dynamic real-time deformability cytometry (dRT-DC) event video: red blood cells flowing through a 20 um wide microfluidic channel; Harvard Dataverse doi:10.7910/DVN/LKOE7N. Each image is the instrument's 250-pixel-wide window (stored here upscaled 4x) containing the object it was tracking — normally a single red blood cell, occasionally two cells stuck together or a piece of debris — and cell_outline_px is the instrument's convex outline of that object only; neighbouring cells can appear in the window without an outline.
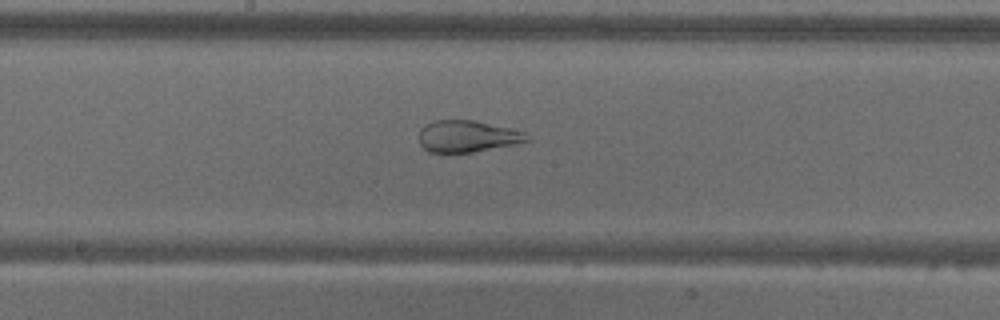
{"species": "common noctule bat (a hibernating species)", "species_latin": "Nyctalus noctula", "temperature_condition": "warm", "stored_images_in_passage": 53, "camera_frame_rate_fps": 3000, "um_per_image_px": 0.085, "animal": {"sex": "male", "body_mass_g": 18.8}, "frame": {"image": 1, "passage_image": 28, "time_ms": 9.0, "image_size_px": [1000, 320], "cell_outline_px": [[532, 140], [472, 152], [428, 152], [420, 144], [420, 128], [436, 120], [472, 120], [508, 128], [524, 132]], "centroid_in_image_um": [39.7, 11.58], "position_along_channel_um": 208.5, "area_um2": 19.48}}
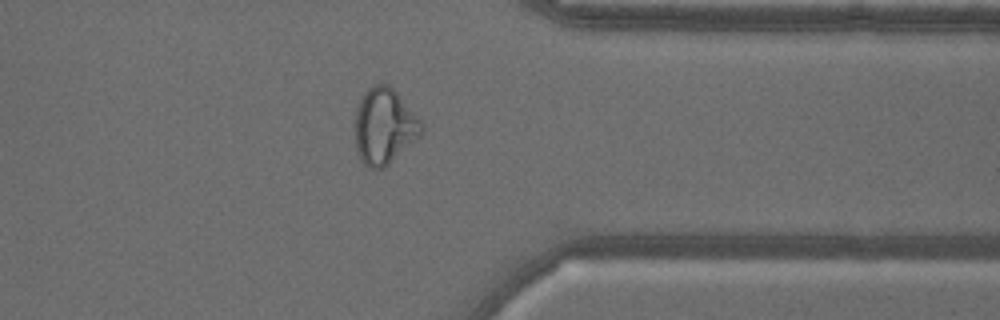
{"frame": {"image": 2, "passage_image": 42, "time_ms": 13.667, "image_size_px": [1000, 320], "cell_outline_px": [[424, 132], [420, 136], [388, 164], [380, 168], [368, 168], [360, 160], [356, 148], [356, 108], [364, 92], [372, 84], [388, 84], [396, 92], [424, 124]], "centroid_in_image_um": [32.66, 10.72], "position_along_channel_um": 378.7, "area_um2": 29.13}}
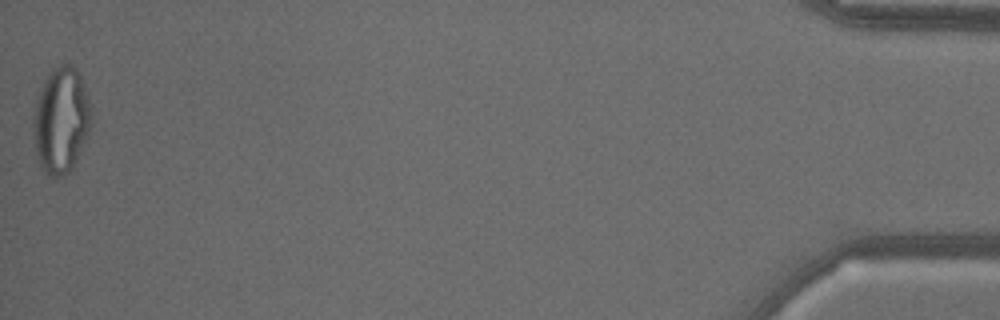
{"frame": {"image": 3, "passage_image": 53, "time_ms": 17.333, "image_size_px": [1000, 320], "cell_outline_px": [[92, 124], [88, 136], [72, 168], [68, 172], [56, 180], [48, 176], [40, 168], [36, 156], [32, 128], [32, 108], [40, 88], [48, 72], [52, 68], [60, 64], [72, 64], [80, 72], [88, 96], [92, 116]], "centroid_in_image_um": [5.17, 10.22], "position_along_channel_um": 430.0, "area_um2": 36.99}}